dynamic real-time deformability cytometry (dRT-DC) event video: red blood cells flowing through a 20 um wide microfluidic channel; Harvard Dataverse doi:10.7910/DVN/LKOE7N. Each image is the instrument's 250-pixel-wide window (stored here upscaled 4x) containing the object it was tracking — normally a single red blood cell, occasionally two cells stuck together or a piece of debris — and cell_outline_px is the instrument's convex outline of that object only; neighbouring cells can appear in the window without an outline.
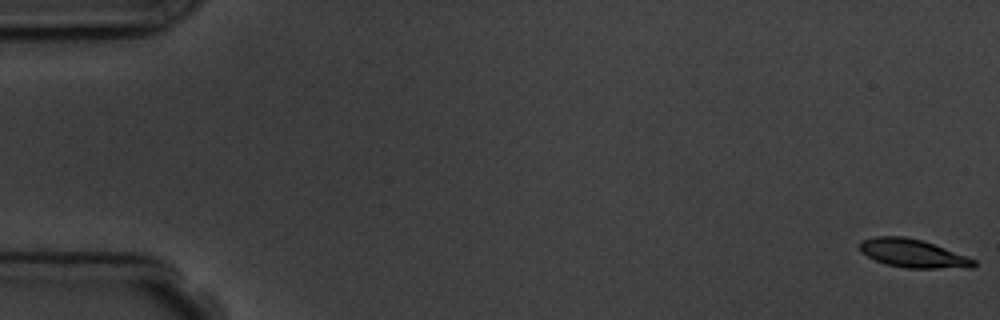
{"species": "common noctule bat (a hibernating species)", "species_latin": "Nyctalus noctula", "temperature_condition": "room temperature", "stored_images_in_passage": 5, "camera_frame_rate_fps": 3000, "um_per_image_px": 0.085, "animal": {"sex": "male", "body_mass_g": 19.5, "forearm_length_mm": 54.6}, "frame": {"image": 1, "passage_image": 1, "time_ms": 0.0, "image_size_px": [1000, 320], "cell_outline_px": [[976, 264], [972, 268], [904, 268], [888, 264], [876, 260], [860, 252], [860, 240], [876, 236], [904, 236], [920, 240], [968, 256], [976, 260]], "centroid_in_image_um": [77.6, 21.54], "position_along_channel_um": 7.4, "area_um2": 18.73}}
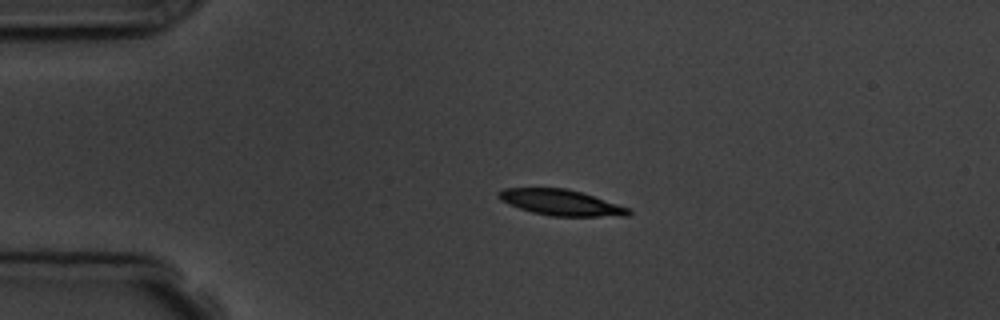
{"frame": {"image": 2, "passage_image": 4, "time_ms": 4.0, "image_size_px": [1000, 320], "cell_outline_px": [[632, 212], [628, 216], [552, 216], [532, 212], [508, 204], [500, 200], [496, 196], [496, 192], [504, 188], [568, 188], [628, 208]], "centroid_in_image_um": [47.61, 17.21], "position_along_channel_um": 37.4, "area_um2": 19.36}}